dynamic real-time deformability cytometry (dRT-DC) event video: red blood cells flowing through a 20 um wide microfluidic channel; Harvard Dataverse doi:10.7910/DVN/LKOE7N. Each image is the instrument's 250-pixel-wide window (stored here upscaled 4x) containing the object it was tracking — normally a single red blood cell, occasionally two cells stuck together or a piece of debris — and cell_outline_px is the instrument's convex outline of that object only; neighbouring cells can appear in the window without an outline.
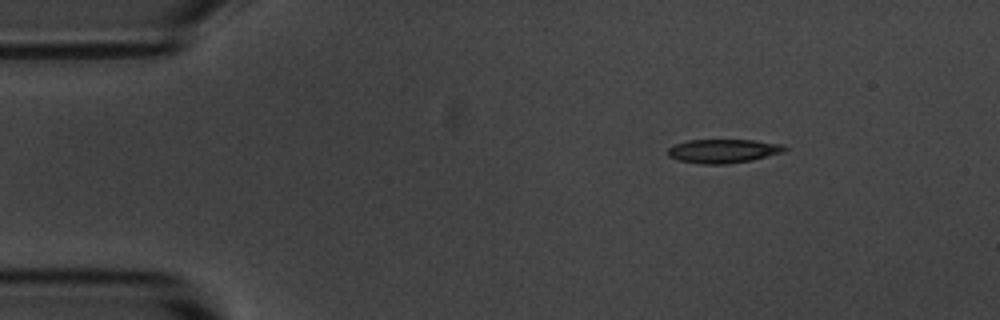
{"species": "common noctule bat (a hibernating species)", "species_latin": "Nyctalus noctula", "temperature_condition": "room temperature", "stored_images_in_passage": 4, "segment_of_instrument_passage": [1, 2], "camera_frame_rate_fps": 3000, "um_per_image_px": 0.085, "animal": {"sex": "male", "body_mass_g": 20.1, "forearm_length_mm": 53.5}, "frame": {"image": 1, "passage_image": 1, "time_ms": 0.0, "image_size_px": [1000, 320], "cell_outline_px": [[788, 148], [784, 152], [752, 160], [728, 164], [700, 164], [680, 160], [668, 156], [668, 148], [676, 144], [688, 140], [752, 140], [784, 144]], "centroid_in_image_um": [61.51, 12.84], "position_along_channel_um": 23.5, "area_um2": 16.24}}